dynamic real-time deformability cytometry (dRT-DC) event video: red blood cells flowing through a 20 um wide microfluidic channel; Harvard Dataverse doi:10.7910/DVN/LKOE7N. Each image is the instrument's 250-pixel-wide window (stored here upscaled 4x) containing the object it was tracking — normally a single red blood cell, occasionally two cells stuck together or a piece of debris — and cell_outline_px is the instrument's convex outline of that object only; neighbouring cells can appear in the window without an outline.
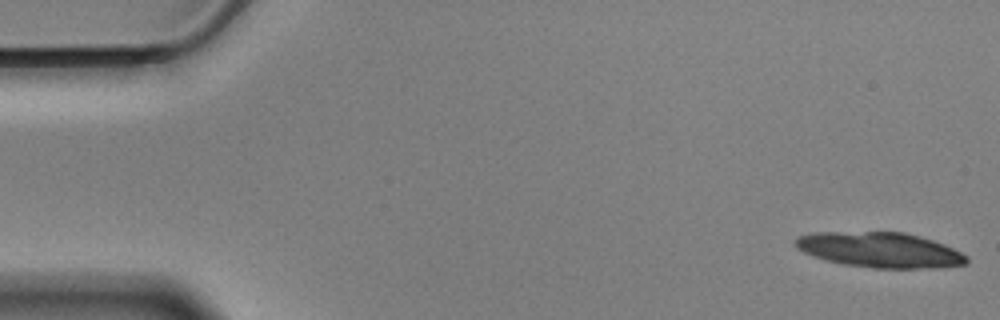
{"species": "Egyptian fruit bat (a non-hibernating species)", "species_latin": "Rousettus aegyptiacus", "temperature_condition": "cold", "stored_images_in_passage": 43, "camera_frame_rate_fps": 3000, "um_per_image_px": 0.085, "animal": {"sex": "male"}, "frame": {"image": 1, "passage_image": 1, "time_ms": 0.0, "image_size_px": [1000, 320], "cell_outline_px": [[968, 260], [964, 264], [936, 268], [872, 268], [844, 264], [828, 260], [804, 252], [796, 248], [792, 244], [796, 236], [812, 232], [904, 232], [920, 236], [944, 244], [968, 256]], "centroid_in_image_um": [74.76, 21.23], "position_along_channel_um": 10.2, "area_um2": 35.14}}
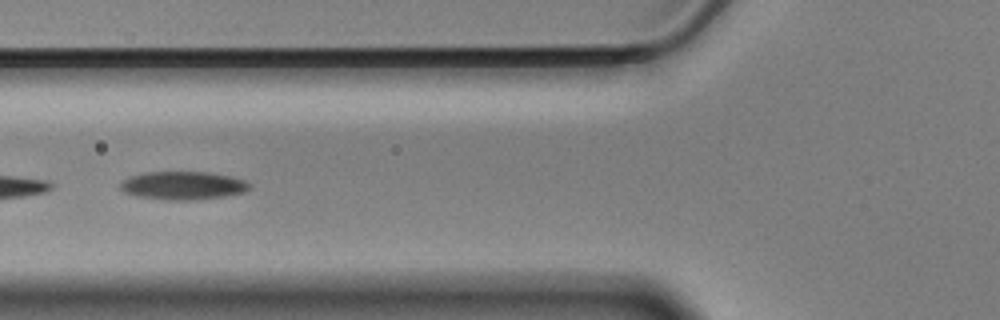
{"frame": {"image": 2, "passage_image": 21, "time_ms": 6.667, "image_size_px": [1000, 320], "cell_outline_px": [[252, 188], [248, 192], [224, 196], [196, 200], [164, 200], [136, 196], [124, 192], [120, 188], [120, 184], [128, 176], [144, 172], [208, 172], [232, 176], [244, 180], [252, 184]], "centroid_in_image_um": [15.6, 15.77], "position_along_channel_um": 110.2, "area_um2": 21.62}}